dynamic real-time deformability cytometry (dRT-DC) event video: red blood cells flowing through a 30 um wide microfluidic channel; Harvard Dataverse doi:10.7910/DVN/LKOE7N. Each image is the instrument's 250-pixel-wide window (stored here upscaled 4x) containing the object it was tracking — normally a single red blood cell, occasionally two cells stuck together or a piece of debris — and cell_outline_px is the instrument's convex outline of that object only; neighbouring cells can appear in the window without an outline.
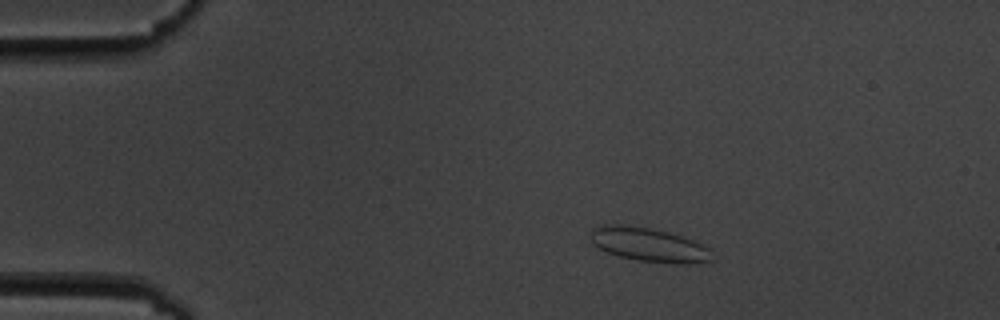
{"species": "common noctule bat (a hibernating species)", "species_latin": "Nyctalus noctula", "temperature_condition": "cold", "stored_images_in_passage": 5, "camera_frame_rate_fps": 3000, "um_per_image_px": 0.085, "animal": {"sex": "male", "body_mass_g": 19.5, "forearm_length_mm": 54.6}, "frame": {"image": 1, "passage_image": 2, "time_ms": 1.0, "image_size_px": [1000, 320], "cell_outline_px": [[712, 260], [688, 264], [680, 264], [636, 260], [620, 256], [608, 252], [592, 244], [588, 236], [592, 228], [600, 224], [620, 224], [648, 228], [668, 232], [704, 244], [712, 248]], "centroid_in_image_um": [55.13, 20.79], "position_along_channel_um": 29.9, "area_um2": 24.22}}